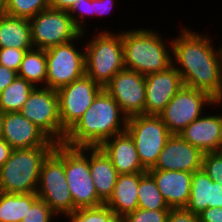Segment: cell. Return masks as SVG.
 Listing matches in <instances>:
<instances>
[{
  "label": "cell",
  "mask_w": 222,
  "mask_h": 222,
  "mask_svg": "<svg viewBox=\"0 0 222 222\" xmlns=\"http://www.w3.org/2000/svg\"><path fill=\"white\" fill-rule=\"evenodd\" d=\"M191 30L183 27L172 39V65L185 86L204 91L222 103L221 48L215 49L208 35Z\"/></svg>",
  "instance_id": "6da1fadb"
},
{
  "label": "cell",
  "mask_w": 222,
  "mask_h": 222,
  "mask_svg": "<svg viewBox=\"0 0 222 222\" xmlns=\"http://www.w3.org/2000/svg\"><path fill=\"white\" fill-rule=\"evenodd\" d=\"M128 116L104 89L79 121L66 133L70 147H99L114 135L126 131Z\"/></svg>",
  "instance_id": "7a4b0ae2"
},
{
  "label": "cell",
  "mask_w": 222,
  "mask_h": 222,
  "mask_svg": "<svg viewBox=\"0 0 222 222\" xmlns=\"http://www.w3.org/2000/svg\"><path fill=\"white\" fill-rule=\"evenodd\" d=\"M169 39L165 44L162 35L153 28L122 31L125 68L142 75L167 70L172 66V39Z\"/></svg>",
  "instance_id": "3957f363"
},
{
  "label": "cell",
  "mask_w": 222,
  "mask_h": 222,
  "mask_svg": "<svg viewBox=\"0 0 222 222\" xmlns=\"http://www.w3.org/2000/svg\"><path fill=\"white\" fill-rule=\"evenodd\" d=\"M55 146L13 149L0 168V192L10 194L36 193L43 161Z\"/></svg>",
  "instance_id": "277c9868"
},
{
  "label": "cell",
  "mask_w": 222,
  "mask_h": 222,
  "mask_svg": "<svg viewBox=\"0 0 222 222\" xmlns=\"http://www.w3.org/2000/svg\"><path fill=\"white\" fill-rule=\"evenodd\" d=\"M85 46V70L97 85L105 87L124 66L122 31L99 30Z\"/></svg>",
  "instance_id": "5b68a950"
},
{
  "label": "cell",
  "mask_w": 222,
  "mask_h": 222,
  "mask_svg": "<svg viewBox=\"0 0 222 222\" xmlns=\"http://www.w3.org/2000/svg\"><path fill=\"white\" fill-rule=\"evenodd\" d=\"M37 195L58 216L75 211L71 191L65 176V144H56L43 161L39 174Z\"/></svg>",
  "instance_id": "8992f818"
},
{
  "label": "cell",
  "mask_w": 222,
  "mask_h": 222,
  "mask_svg": "<svg viewBox=\"0 0 222 222\" xmlns=\"http://www.w3.org/2000/svg\"><path fill=\"white\" fill-rule=\"evenodd\" d=\"M65 176L75 210L104 204L96 193L90 174V147L65 145Z\"/></svg>",
  "instance_id": "52a82bcc"
},
{
  "label": "cell",
  "mask_w": 222,
  "mask_h": 222,
  "mask_svg": "<svg viewBox=\"0 0 222 222\" xmlns=\"http://www.w3.org/2000/svg\"><path fill=\"white\" fill-rule=\"evenodd\" d=\"M126 131L133 138L142 166H155L159 154L172 135L159 115L138 114L128 117Z\"/></svg>",
  "instance_id": "ba28073f"
},
{
  "label": "cell",
  "mask_w": 222,
  "mask_h": 222,
  "mask_svg": "<svg viewBox=\"0 0 222 222\" xmlns=\"http://www.w3.org/2000/svg\"><path fill=\"white\" fill-rule=\"evenodd\" d=\"M86 37L81 33L76 39L45 50L47 61L46 87L54 90L72 83L86 74L85 46L78 48V40ZM76 41V42H75ZM79 49V50H78Z\"/></svg>",
  "instance_id": "9c48e42d"
},
{
  "label": "cell",
  "mask_w": 222,
  "mask_h": 222,
  "mask_svg": "<svg viewBox=\"0 0 222 222\" xmlns=\"http://www.w3.org/2000/svg\"><path fill=\"white\" fill-rule=\"evenodd\" d=\"M219 104L222 105L208 93L183 85L159 116L171 134H179L205 114L206 107L210 105L213 109L212 106L217 108V105L221 106Z\"/></svg>",
  "instance_id": "30bf717a"
},
{
  "label": "cell",
  "mask_w": 222,
  "mask_h": 222,
  "mask_svg": "<svg viewBox=\"0 0 222 222\" xmlns=\"http://www.w3.org/2000/svg\"><path fill=\"white\" fill-rule=\"evenodd\" d=\"M19 112L41 129L54 143L64 142L66 132L62 129L59 116L57 90L36 87Z\"/></svg>",
  "instance_id": "8fae6325"
},
{
  "label": "cell",
  "mask_w": 222,
  "mask_h": 222,
  "mask_svg": "<svg viewBox=\"0 0 222 222\" xmlns=\"http://www.w3.org/2000/svg\"><path fill=\"white\" fill-rule=\"evenodd\" d=\"M34 48L48 49L76 39L82 32L67 11L48 8L29 19Z\"/></svg>",
  "instance_id": "7c38bea8"
},
{
  "label": "cell",
  "mask_w": 222,
  "mask_h": 222,
  "mask_svg": "<svg viewBox=\"0 0 222 222\" xmlns=\"http://www.w3.org/2000/svg\"><path fill=\"white\" fill-rule=\"evenodd\" d=\"M104 88L86 74L57 90L62 129L67 133Z\"/></svg>",
  "instance_id": "4fadbf2b"
},
{
  "label": "cell",
  "mask_w": 222,
  "mask_h": 222,
  "mask_svg": "<svg viewBox=\"0 0 222 222\" xmlns=\"http://www.w3.org/2000/svg\"><path fill=\"white\" fill-rule=\"evenodd\" d=\"M128 116L144 114L146 99L145 75L130 69H122L104 87Z\"/></svg>",
  "instance_id": "5bb4252c"
},
{
  "label": "cell",
  "mask_w": 222,
  "mask_h": 222,
  "mask_svg": "<svg viewBox=\"0 0 222 222\" xmlns=\"http://www.w3.org/2000/svg\"><path fill=\"white\" fill-rule=\"evenodd\" d=\"M183 85L181 74L173 65L167 70L145 75L144 114L159 115Z\"/></svg>",
  "instance_id": "9a60e30c"
},
{
  "label": "cell",
  "mask_w": 222,
  "mask_h": 222,
  "mask_svg": "<svg viewBox=\"0 0 222 222\" xmlns=\"http://www.w3.org/2000/svg\"><path fill=\"white\" fill-rule=\"evenodd\" d=\"M203 155L199 148L189 144L179 134H172L151 169L193 173L202 169Z\"/></svg>",
  "instance_id": "2e32d148"
},
{
  "label": "cell",
  "mask_w": 222,
  "mask_h": 222,
  "mask_svg": "<svg viewBox=\"0 0 222 222\" xmlns=\"http://www.w3.org/2000/svg\"><path fill=\"white\" fill-rule=\"evenodd\" d=\"M2 138L13 149L56 146V143L20 112L4 114Z\"/></svg>",
  "instance_id": "e0dca14e"
},
{
  "label": "cell",
  "mask_w": 222,
  "mask_h": 222,
  "mask_svg": "<svg viewBox=\"0 0 222 222\" xmlns=\"http://www.w3.org/2000/svg\"><path fill=\"white\" fill-rule=\"evenodd\" d=\"M179 135L203 153L222 151V114L202 115Z\"/></svg>",
  "instance_id": "ac0fdd59"
},
{
  "label": "cell",
  "mask_w": 222,
  "mask_h": 222,
  "mask_svg": "<svg viewBox=\"0 0 222 222\" xmlns=\"http://www.w3.org/2000/svg\"><path fill=\"white\" fill-rule=\"evenodd\" d=\"M169 208H185L190 199L192 174L186 171L149 169Z\"/></svg>",
  "instance_id": "d6986e66"
},
{
  "label": "cell",
  "mask_w": 222,
  "mask_h": 222,
  "mask_svg": "<svg viewBox=\"0 0 222 222\" xmlns=\"http://www.w3.org/2000/svg\"><path fill=\"white\" fill-rule=\"evenodd\" d=\"M99 147L119 174L147 172L139 160L133 138L127 131L114 135Z\"/></svg>",
  "instance_id": "ffe728a7"
},
{
  "label": "cell",
  "mask_w": 222,
  "mask_h": 222,
  "mask_svg": "<svg viewBox=\"0 0 222 222\" xmlns=\"http://www.w3.org/2000/svg\"><path fill=\"white\" fill-rule=\"evenodd\" d=\"M146 172L119 174L112 195L104 203L114 213L126 216L138 208V185Z\"/></svg>",
  "instance_id": "44dd1931"
},
{
  "label": "cell",
  "mask_w": 222,
  "mask_h": 222,
  "mask_svg": "<svg viewBox=\"0 0 222 222\" xmlns=\"http://www.w3.org/2000/svg\"><path fill=\"white\" fill-rule=\"evenodd\" d=\"M90 174L98 197L105 203L112 195L119 173L100 147H90Z\"/></svg>",
  "instance_id": "7402d4cb"
},
{
  "label": "cell",
  "mask_w": 222,
  "mask_h": 222,
  "mask_svg": "<svg viewBox=\"0 0 222 222\" xmlns=\"http://www.w3.org/2000/svg\"><path fill=\"white\" fill-rule=\"evenodd\" d=\"M0 48L33 49L29 19L1 15Z\"/></svg>",
  "instance_id": "603a6c76"
},
{
  "label": "cell",
  "mask_w": 222,
  "mask_h": 222,
  "mask_svg": "<svg viewBox=\"0 0 222 222\" xmlns=\"http://www.w3.org/2000/svg\"><path fill=\"white\" fill-rule=\"evenodd\" d=\"M18 76L24 78L34 87H46L47 61L45 50L33 48L26 51Z\"/></svg>",
  "instance_id": "cb8c5ba5"
},
{
  "label": "cell",
  "mask_w": 222,
  "mask_h": 222,
  "mask_svg": "<svg viewBox=\"0 0 222 222\" xmlns=\"http://www.w3.org/2000/svg\"><path fill=\"white\" fill-rule=\"evenodd\" d=\"M37 193L0 192V222H21L28 208L38 199Z\"/></svg>",
  "instance_id": "d4e9b609"
},
{
  "label": "cell",
  "mask_w": 222,
  "mask_h": 222,
  "mask_svg": "<svg viewBox=\"0 0 222 222\" xmlns=\"http://www.w3.org/2000/svg\"><path fill=\"white\" fill-rule=\"evenodd\" d=\"M35 88L24 78L17 76L0 92V109L4 113L19 112Z\"/></svg>",
  "instance_id": "484cf974"
},
{
  "label": "cell",
  "mask_w": 222,
  "mask_h": 222,
  "mask_svg": "<svg viewBox=\"0 0 222 222\" xmlns=\"http://www.w3.org/2000/svg\"><path fill=\"white\" fill-rule=\"evenodd\" d=\"M212 183L213 180L203 169L193 172L190 199L185 208L195 215H199L207 209L209 206L210 184Z\"/></svg>",
  "instance_id": "4316f807"
},
{
  "label": "cell",
  "mask_w": 222,
  "mask_h": 222,
  "mask_svg": "<svg viewBox=\"0 0 222 222\" xmlns=\"http://www.w3.org/2000/svg\"><path fill=\"white\" fill-rule=\"evenodd\" d=\"M138 208L146 210H170L153 177L146 172L138 185Z\"/></svg>",
  "instance_id": "83f0119b"
},
{
  "label": "cell",
  "mask_w": 222,
  "mask_h": 222,
  "mask_svg": "<svg viewBox=\"0 0 222 222\" xmlns=\"http://www.w3.org/2000/svg\"><path fill=\"white\" fill-rule=\"evenodd\" d=\"M48 8L49 0H6V14L13 17L31 19Z\"/></svg>",
  "instance_id": "f1b7e54d"
},
{
  "label": "cell",
  "mask_w": 222,
  "mask_h": 222,
  "mask_svg": "<svg viewBox=\"0 0 222 222\" xmlns=\"http://www.w3.org/2000/svg\"><path fill=\"white\" fill-rule=\"evenodd\" d=\"M56 216L51 208L42 199L38 198L28 208L21 222H52L54 219H57Z\"/></svg>",
  "instance_id": "f546056e"
},
{
  "label": "cell",
  "mask_w": 222,
  "mask_h": 222,
  "mask_svg": "<svg viewBox=\"0 0 222 222\" xmlns=\"http://www.w3.org/2000/svg\"><path fill=\"white\" fill-rule=\"evenodd\" d=\"M71 16L75 26L82 32L88 33L84 24L85 18L92 16L94 18V13H92V0H80L79 2L73 3L72 7L67 11Z\"/></svg>",
  "instance_id": "4dcf8cb0"
},
{
  "label": "cell",
  "mask_w": 222,
  "mask_h": 222,
  "mask_svg": "<svg viewBox=\"0 0 222 222\" xmlns=\"http://www.w3.org/2000/svg\"><path fill=\"white\" fill-rule=\"evenodd\" d=\"M202 169L213 181L222 185V151L204 153Z\"/></svg>",
  "instance_id": "1f68e13d"
},
{
  "label": "cell",
  "mask_w": 222,
  "mask_h": 222,
  "mask_svg": "<svg viewBox=\"0 0 222 222\" xmlns=\"http://www.w3.org/2000/svg\"><path fill=\"white\" fill-rule=\"evenodd\" d=\"M170 210H146L137 208L125 216L126 222H167Z\"/></svg>",
  "instance_id": "d6a6232c"
},
{
  "label": "cell",
  "mask_w": 222,
  "mask_h": 222,
  "mask_svg": "<svg viewBox=\"0 0 222 222\" xmlns=\"http://www.w3.org/2000/svg\"><path fill=\"white\" fill-rule=\"evenodd\" d=\"M28 50L31 49L0 48V65L18 72Z\"/></svg>",
  "instance_id": "836d02e7"
},
{
  "label": "cell",
  "mask_w": 222,
  "mask_h": 222,
  "mask_svg": "<svg viewBox=\"0 0 222 222\" xmlns=\"http://www.w3.org/2000/svg\"><path fill=\"white\" fill-rule=\"evenodd\" d=\"M64 217L69 222H101V206L77 209Z\"/></svg>",
  "instance_id": "e575fe53"
},
{
  "label": "cell",
  "mask_w": 222,
  "mask_h": 222,
  "mask_svg": "<svg viewBox=\"0 0 222 222\" xmlns=\"http://www.w3.org/2000/svg\"><path fill=\"white\" fill-rule=\"evenodd\" d=\"M167 222H199V218L186 208H170Z\"/></svg>",
  "instance_id": "d590c367"
},
{
  "label": "cell",
  "mask_w": 222,
  "mask_h": 222,
  "mask_svg": "<svg viewBox=\"0 0 222 222\" xmlns=\"http://www.w3.org/2000/svg\"><path fill=\"white\" fill-rule=\"evenodd\" d=\"M115 0H92V13L94 17L105 16V14H110L113 11Z\"/></svg>",
  "instance_id": "8d00e7d4"
},
{
  "label": "cell",
  "mask_w": 222,
  "mask_h": 222,
  "mask_svg": "<svg viewBox=\"0 0 222 222\" xmlns=\"http://www.w3.org/2000/svg\"><path fill=\"white\" fill-rule=\"evenodd\" d=\"M209 208L222 207V185L217 181L210 184Z\"/></svg>",
  "instance_id": "74e56055"
},
{
  "label": "cell",
  "mask_w": 222,
  "mask_h": 222,
  "mask_svg": "<svg viewBox=\"0 0 222 222\" xmlns=\"http://www.w3.org/2000/svg\"><path fill=\"white\" fill-rule=\"evenodd\" d=\"M198 218L199 222H222V207H208L198 215Z\"/></svg>",
  "instance_id": "f35d334b"
},
{
  "label": "cell",
  "mask_w": 222,
  "mask_h": 222,
  "mask_svg": "<svg viewBox=\"0 0 222 222\" xmlns=\"http://www.w3.org/2000/svg\"><path fill=\"white\" fill-rule=\"evenodd\" d=\"M18 76V72L0 65V92L3 91Z\"/></svg>",
  "instance_id": "ab89813d"
},
{
  "label": "cell",
  "mask_w": 222,
  "mask_h": 222,
  "mask_svg": "<svg viewBox=\"0 0 222 222\" xmlns=\"http://www.w3.org/2000/svg\"><path fill=\"white\" fill-rule=\"evenodd\" d=\"M101 222H126L125 216L114 213L107 205H101Z\"/></svg>",
  "instance_id": "60d3db41"
},
{
  "label": "cell",
  "mask_w": 222,
  "mask_h": 222,
  "mask_svg": "<svg viewBox=\"0 0 222 222\" xmlns=\"http://www.w3.org/2000/svg\"><path fill=\"white\" fill-rule=\"evenodd\" d=\"M79 1L80 0H49V6L55 10L68 11L73 3Z\"/></svg>",
  "instance_id": "b9f144b4"
},
{
  "label": "cell",
  "mask_w": 222,
  "mask_h": 222,
  "mask_svg": "<svg viewBox=\"0 0 222 222\" xmlns=\"http://www.w3.org/2000/svg\"><path fill=\"white\" fill-rule=\"evenodd\" d=\"M13 148L3 139L0 138V168L9 159Z\"/></svg>",
  "instance_id": "7bdbcfd3"
},
{
  "label": "cell",
  "mask_w": 222,
  "mask_h": 222,
  "mask_svg": "<svg viewBox=\"0 0 222 222\" xmlns=\"http://www.w3.org/2000/svg\"><path fill=\"white\" fill-rule=\"evenodd\" d=\"M6 14V0H0V16Z\"/></svg>",
  "instance_id": "ee69618b"
},
{
  "label": "cell",
  "mask_w": 222,
  "mask_h": 222,
  "mask_svg": "<svg viewBox=\"0 0 222 222\" xmlns=\"http://www.w3.org/2000/svg\"><path fill=\"white\" fill-rule=\"evenodd\" d=\"M4 114L5 113L0 109V138H2Z\"/></svg>",
  "instance_id": "f6af8a7d"
}]
</instances>
